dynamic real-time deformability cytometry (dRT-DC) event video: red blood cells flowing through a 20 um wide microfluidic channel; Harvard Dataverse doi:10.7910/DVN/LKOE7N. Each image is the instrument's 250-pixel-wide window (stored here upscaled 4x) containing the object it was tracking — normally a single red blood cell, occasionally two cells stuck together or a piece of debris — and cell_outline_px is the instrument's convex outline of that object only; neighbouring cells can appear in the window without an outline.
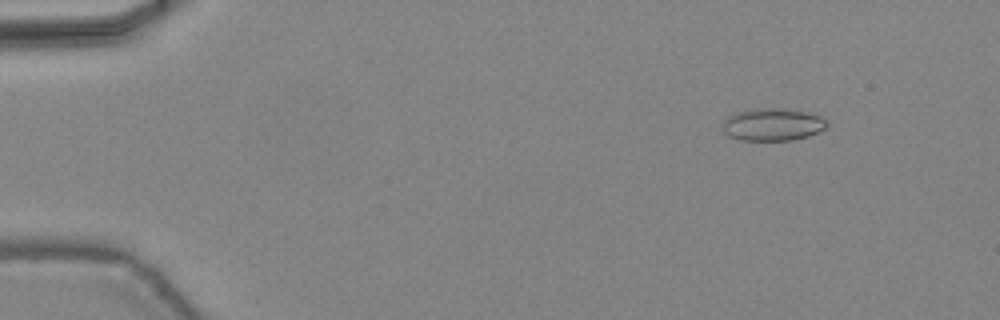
{"species": "common noctule bat (a hibernating species)", "species_latin": "Nyctalus noctula", "temperature_condition": "warm", "stored_images_in_passage": 47, "camera_frame_rate_fps": 3000, "um_per_image_px": 0.085, "animal": {"sex": "female", "body_mass_g": 24.6, "forearm_length_mm": 56.2}, "frame": {"image": 1, "passage_image": 6, "time_ms": 1.667, "image_size_px": [1000, 320], "cell_outline_px": [[828, 128], [808, 136], [792, 140], [740, 140], [728, 136], [724, 132], [724, 120], [732, 112], [756, 108], [792, 108], [812, 112], [828, 120]], "centroid_in_image_um": [65.73, 10.56], "position_along_channel_um": 19.3, "area_um2": 20.29}}
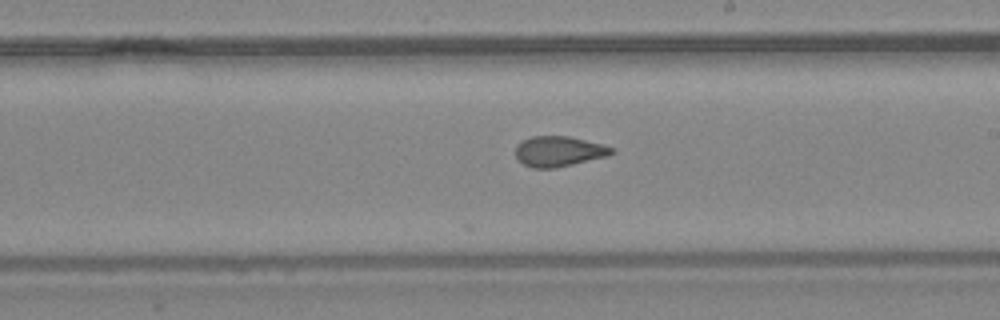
{"frame": {"image": 2, "passage_image": 28, "time_ms": 9.0, "image_size_px": [1000, 320], "cell_outline_px": [[616, 152], [608, 156], [556, 168], [532, 168], [516, 160], [516, 144], [532, 136], [568, 136], [600, 144], [612, 148]], "centroid_in_image_um": [47.47, 12.88], "position_along_channel_um": 241.5, "area_um2": 16.94}}
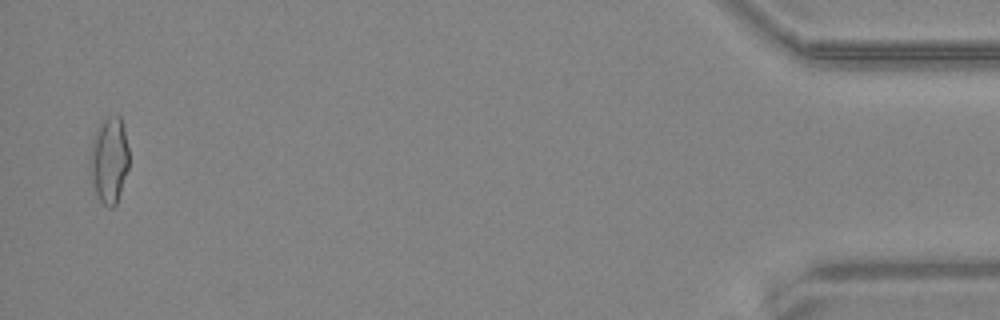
{"frame": {"image": 3, "passage_image": 46, "time_ms": 15.0, "image_size_px": [1000, 320], "cell_outline_px": [[128, 168], [116, 204], [112, 208], [108, 208], [100, 200], [96, 192], [92, 180], [88, 160], [96, 128], [100, 120], [108, 116], [120, 116], [124, 128], [128, 148]], "centroid_in_image_um": [9.26, 13.57], "position_along_channel_um": 425.9, "area_um2": 19.54}, "authors_computed_cell_mechanics": {"area_um2": 18.0914, "velocity_mm_per_s": 4.4803, "shape_relaxation_time_tau1_ms": null, "shape_relaxation_time_tau2_ms": 0.8403, "deformation_change_tau1": null, "deformation_change_tau2": 0.0612}}